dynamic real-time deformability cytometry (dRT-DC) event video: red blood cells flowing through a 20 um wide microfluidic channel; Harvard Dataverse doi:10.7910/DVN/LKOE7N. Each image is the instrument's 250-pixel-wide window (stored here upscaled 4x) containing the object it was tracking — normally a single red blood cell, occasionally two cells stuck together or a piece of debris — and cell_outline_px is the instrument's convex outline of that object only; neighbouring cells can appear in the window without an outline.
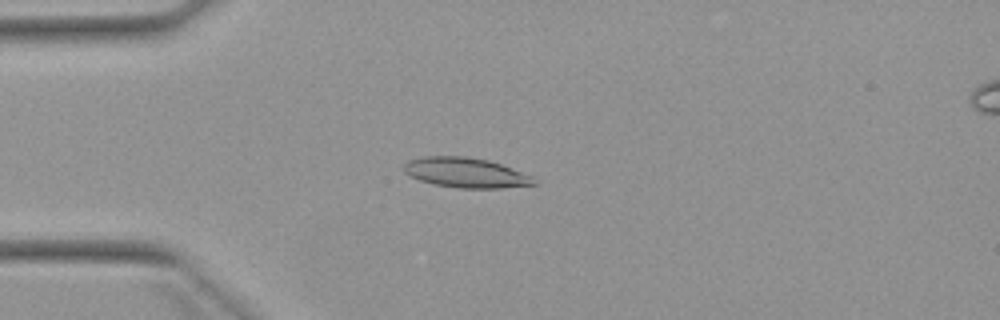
{"species": "Egyptian fruit bat (a non-hibernating species)", "species_latin": "Rousettus aegyptiacus", "temperature_condition": "warm", "stored_images_in_passage": 3, "camera_frame_rate_fps": 3000, "um_per_image_px": 0.085, "animal": {"sex": "female"}, "frame": {"image": 1, "passage_image": 3, "time_ms": 3.333, "image_size_px": [1000, 320], "cell_outline_px": [[536, 184], [500, 188], [456, 188], [432, 184], [420, 180], [404, 172], [404, 164], [408, 160], [424, 156], [464, 156], [488, 160], [500, 164], [532, 176], [536, 180]], "centroid_in_image_um": [39.57, 14.68], "position_along_channel_um": 45.4, "area_um2": 22.6}}